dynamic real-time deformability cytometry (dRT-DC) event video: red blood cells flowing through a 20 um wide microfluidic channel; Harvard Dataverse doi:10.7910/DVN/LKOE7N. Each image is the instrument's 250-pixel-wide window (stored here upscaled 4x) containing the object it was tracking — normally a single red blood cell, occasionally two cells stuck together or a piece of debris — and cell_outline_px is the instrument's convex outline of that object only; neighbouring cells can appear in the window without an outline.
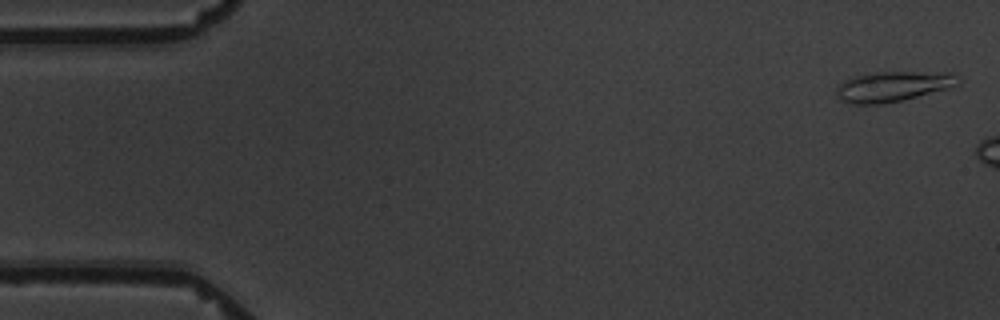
{"species": "common noctule bat (a hibernating species)", "species_latin": "Nyctalus noctula", "temperature_condition": "warm", "stored_images_in_passage": 5, "camera_frame_rate_fps": 3000, "um_per_image_px": 0.085, "animal": {"sex": "male", "body_mass_g": 19.5, "forearm_length_mm": 54.6}, "frame": {"image": 1, "passage_image": 1, "time_ms": 0.0, "image_size_px": [1000, 320], "cell_outline_px": [[960, 84], [916, 96], [884, 104], [852, 104], [844, 100], [836, 92], [840, 84], [844, 80], [856, 76], [880, 72], [948, 72], [960, 80]], "centroid_in_image_um": [75.9, 7.34], "position_along_channel_um": 9.1, "area_um2": 20.75}}